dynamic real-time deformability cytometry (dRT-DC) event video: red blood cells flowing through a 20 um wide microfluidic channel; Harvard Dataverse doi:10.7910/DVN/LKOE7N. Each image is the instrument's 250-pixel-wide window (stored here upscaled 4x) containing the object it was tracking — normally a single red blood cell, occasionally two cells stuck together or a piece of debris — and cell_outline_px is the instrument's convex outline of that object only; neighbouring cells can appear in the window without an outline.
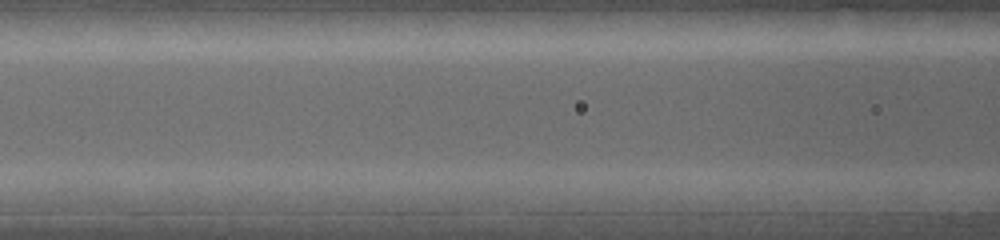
{"species": "common noctule bat (a hibernating species)", "species_latin": "Nyctalus noctula", "temperature_condition": "warm", "stored_images_in_passage": 5, "camera_frame_rate_fps": 5000, "um_per_image_px": 0.085, "animal": {"sex": "female", "body_mass_g": 19.0, "forearm_length_mm": 53.3}, "frame": {"image": 1, "passage_image": 5, "time_ms": 1.6, "image_size_px": [1000, 240], "cell_outline_px": [[708, 200], [704, 212], [652, 212], [592, 196], [596, 192], [668, 188], [688, 188], [700, 192]], "centroid_in_image_um": [56.0, 16.96], "position_along_channel_um": 110.6, "area_um2": 14.62}}